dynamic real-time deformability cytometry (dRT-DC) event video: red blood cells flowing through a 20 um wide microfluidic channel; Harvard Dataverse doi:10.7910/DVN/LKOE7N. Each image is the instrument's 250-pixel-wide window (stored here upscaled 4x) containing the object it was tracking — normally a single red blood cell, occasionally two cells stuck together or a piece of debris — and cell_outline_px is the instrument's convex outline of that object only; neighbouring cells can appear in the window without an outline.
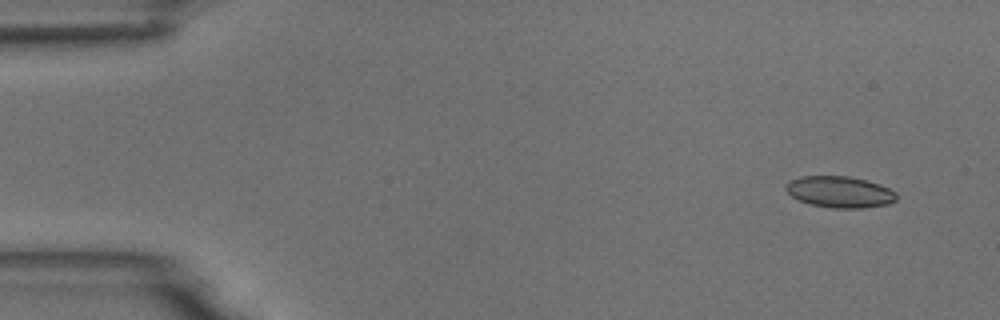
{"species": "common noctule bat (a hibernating species)", "species_latin": "Nyctalus noctula", "temperature_condition": "room temperature", "stored_images_in_passage": 5, "camera_frame_rate_fps": 3000, "um_per_image_px": 0.085, "animal": {"sex": "male", "body_mass_g": 18.8}, "frame": {"image": 1, "passage_image": 1, "time_ms": 0.0, "image_size_px": [1000, 320], "cell_outline_px": [[896, 200], [888, 204], [864, 208], [832, 208], [812, 204], [800, 200], [792, 196], [784, 188], [792, 180], [800, 176], [848, 176], [880, 184], [896, 192]], "centroid_in_image_um": [71.4, 16.32], "position_along_channel_um": 13.6, "area_um2": 20.0}}
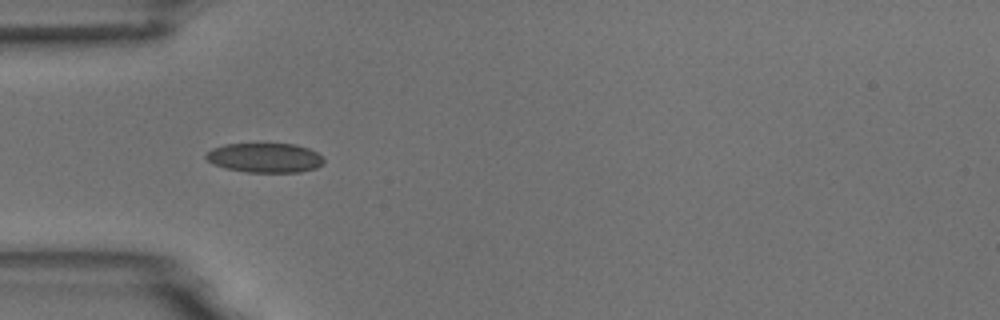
{"frame": {"image": 2, "passage_image": 4, "time_ms": 4.333, "image_size_px": [1000, 320], "cell_outline_px": [[324, 164], [316, 168], [300, 172], [248, 172], [224, 168], [212, 164], [204, 156], [212, 148], [224, 144], [296, 144], [308, 148], [324, 156]], "centroid_in_image_um": [22.53, 13.41], "position_along_channel_um": 62.5, "area_um2": 20.4}}